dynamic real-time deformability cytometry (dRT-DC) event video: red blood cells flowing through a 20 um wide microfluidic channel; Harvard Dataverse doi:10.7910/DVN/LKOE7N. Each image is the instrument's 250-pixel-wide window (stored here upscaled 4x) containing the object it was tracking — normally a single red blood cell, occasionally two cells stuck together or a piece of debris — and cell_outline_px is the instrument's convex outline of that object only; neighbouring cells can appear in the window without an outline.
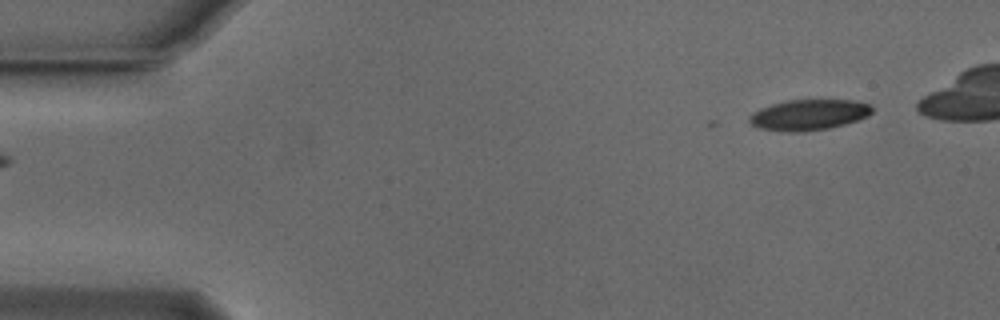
{"species": "Egyptian fruit bat (a non-hibernating species)", "species_latin": "Rousettus aegyptiacus", "temperature_condition": "cold", "stored_images_in_passage": 37, "camera_frame_rate_fps": 3000, "um_per_image_px": 0.085, "animal": {"sex": "male"}, "frame": {"image": 1, "passage_image": 1, "time_ms": 0.0, "image_size_px": [1000, 320], "cell_outline_px": [[872, 112], [868, 116], [844, 124], [828, 128], [804, 132], [788, 132], [760, 128], [752, 124], [748, 120], [748, 116], [760, 108], [772, 104], [788, 100], [852, 100], [868, 104], [872, 108]], "centroid_in_image_um": [68.73, 9.76], "position_along_channel_um": 16.3, "area_um2": 21.79}}
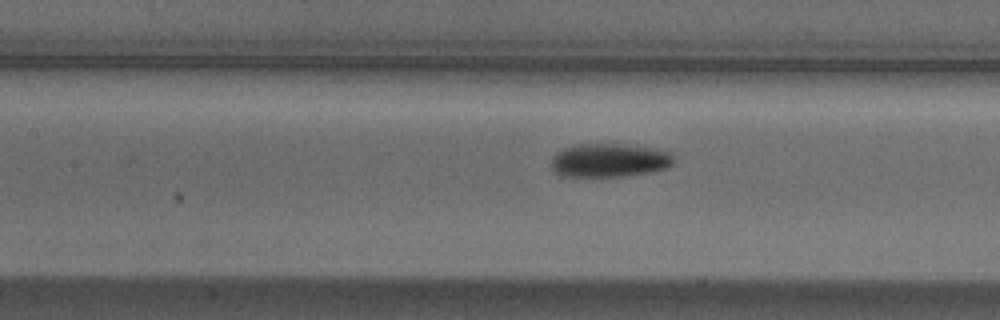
{"frame": {"image": 2, "passage_image": 20, "time_ms": 6.333, "image_size_px": [1000, 320], "cell_outline_px": [[672, 164], [668, 168], [652, 172], [620, 176], [560, 176], [552, 172], [552, 156], [556, 152], [564, 148], [580, 144], [620, 144], [656, 148], [668, 152], [672, 156]], "centroid_in_image_um": [51.76, 13.63], "position_along_channel_um": 155.6, "area_um2": 23.99}}
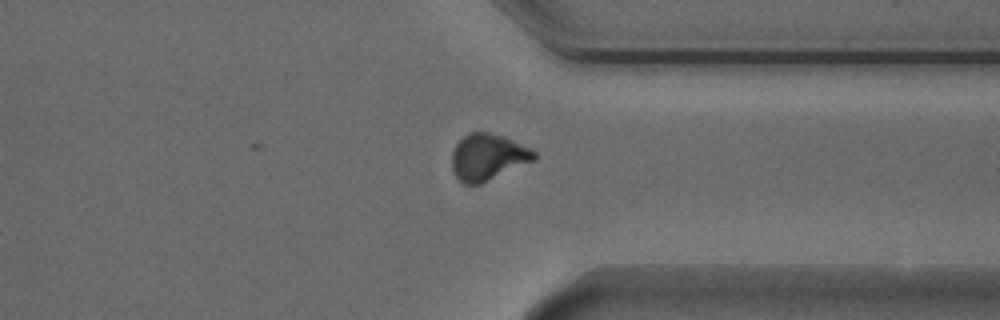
{"frame": {"image": 3, "passage_image": 37, "time_ms": 12.0, "image_size_px": [1000, 320], "cell_outline_px": [[536, 160], [480, 184], [464, 184], [452, 172], [452, 152], [456, 144], [468, 132], [488, 132], [504, 136], [536, 152]], "centroid_in_image_um": [41.45, 13.35], "position_along_channel_um": 369.9, "area_um2": 22.2}, "authors_computed_cell_mechanics": {"area_um2": 23.9292, "velocity_mm_per_s": 3.8178, "shape_relaxation_time_tau1_ms": 3.7006, "shape_relaxation_time_tau2_ms": 6.7774, "deformation_change_tau1": 0.1105, "deformation_change_tau2": 0.1045}}